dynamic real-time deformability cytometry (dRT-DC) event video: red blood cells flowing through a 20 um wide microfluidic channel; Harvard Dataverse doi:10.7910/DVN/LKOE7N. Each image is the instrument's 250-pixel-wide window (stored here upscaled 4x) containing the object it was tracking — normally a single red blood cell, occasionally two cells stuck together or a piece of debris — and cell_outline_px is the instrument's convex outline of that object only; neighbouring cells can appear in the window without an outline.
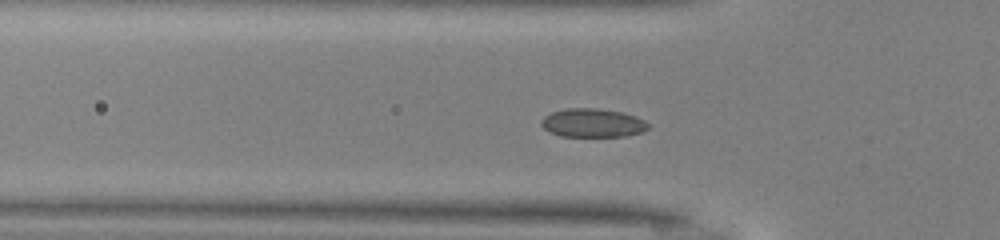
{"species": "common noctule bat (a hibernating species)", "species_latin": "Nyctalus noctula", "temperature_condition": "warm", "stored_images_in_passage": 44, "camera_frame_rate_fps": 3000, "um_per_image_px": 0.085, "animal": {"sex": "male", "body_mass_g": 13.0, "forearm_length_mm": 53.1}, "frame": {"image": 1, "passage_image": 10, "time_ms": 3.0, "image_size_px": [1000, 240], "cell_outline_px": [[648, 128], [640, 132], [628, 136], [560, 136], [548, 132], [540, 124], [540, 120], [544, 116], [552, 112], [568, 108], [596, 108], [620, 112], [636, 116], [644, 120], [648, 124]], "centroid_in_image_um": [50.33, 10.45], "position_along_channel_um": 75.5, "area_um2": 17.8}}
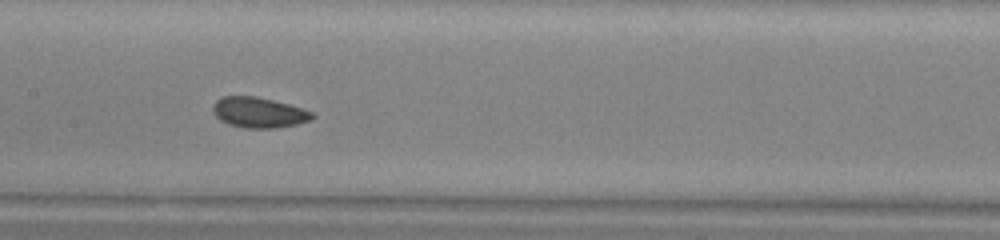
{"frame": {"image": 2, "passage_image": 18, "time_ms": 5.667, "image_size_px": [1000, 240], "cell_outline_px": [[316, 116], [312, 120], [296, 124], [272, 128], [244, 128], [228, 124], [220, 120], [212, 112], [212, 104], [220, 96], [256, 96], [288, 104], [312, 112]], "centroid_in_image_um": [21.95, 9.56], "position_along_channel_um": 185.4, "area_um2": 17.69}}
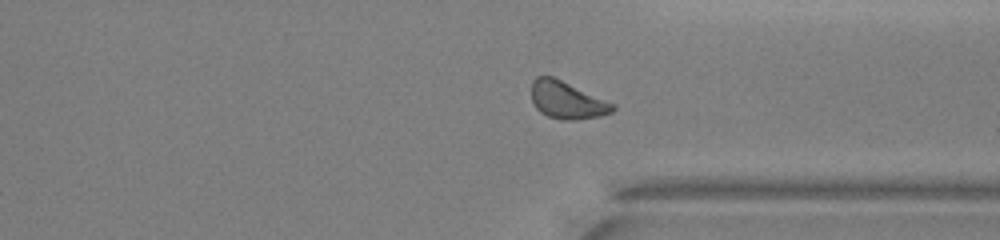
{"frame": {"image": 3, "passage_image": 31, "time_ms": 10.0, "image_size_px": [1000, 240], "cell_outline_px": [[616, 108], [612, 112], [600, 116], [576, 120], [560, 120], [548, 116], [540, 112], [536, 108], [532, 100], [532, 80], [536, 76], [552, 76], [616, 104]], "centroid_in_image_um": [48.2, 8.52], "position_along_channel_um": 363.2, "area_um2": 17.74}, "authors_computed_cell_mechanics": {"area_um2": 17.7735, "velocity_mm_per_s": 4.1156, "shape_relaxation_time_tau1_ms": 1.927, "shape_relaxation_time_tau2_ms": null, "deformation_change_tau1": 0.0471, "deformation_change_tau2": null}}